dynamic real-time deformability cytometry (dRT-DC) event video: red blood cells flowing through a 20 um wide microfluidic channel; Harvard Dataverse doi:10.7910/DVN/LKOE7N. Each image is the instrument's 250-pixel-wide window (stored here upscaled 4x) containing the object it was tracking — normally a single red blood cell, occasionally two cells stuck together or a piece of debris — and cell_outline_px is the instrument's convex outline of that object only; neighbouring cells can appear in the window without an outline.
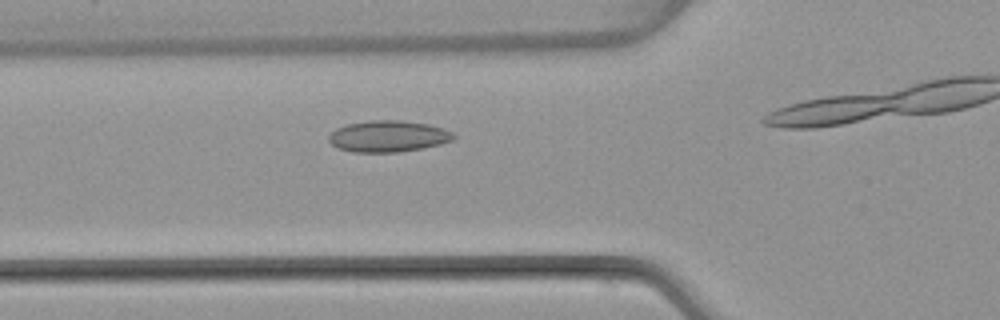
{"species": "common noctule bat (a hibernating species)", "species_latin": "Nyctalus noctula", "temperature_condition": "warm", "stored_images_in_passage": 23, "camera_frame_rate_fps": 3000, "um_per_image_px": 0.085, "animal": {"sex": "female", "body_mass_g": 22.7, "forearm_length_mm": 54.2}, "frame": {"image": 1, "passage_image": 10, "time_ms": 3.0, "image_size_px": [1000, 320], "cell_outline_px": [[456, 136], [452, 140], [440, 144], [400, 152], [352, 152], [340, 148], [332, 144], [328, 140], [328, 136], [336, 128], [344, 124], [368, 120], [400, 120], [428, 124], [444, 128], [452, 132]], "centroid_in_image_um": [32.98, 11.57], "position_along_channel_um": 92.8, "area_um2": 22.89}}